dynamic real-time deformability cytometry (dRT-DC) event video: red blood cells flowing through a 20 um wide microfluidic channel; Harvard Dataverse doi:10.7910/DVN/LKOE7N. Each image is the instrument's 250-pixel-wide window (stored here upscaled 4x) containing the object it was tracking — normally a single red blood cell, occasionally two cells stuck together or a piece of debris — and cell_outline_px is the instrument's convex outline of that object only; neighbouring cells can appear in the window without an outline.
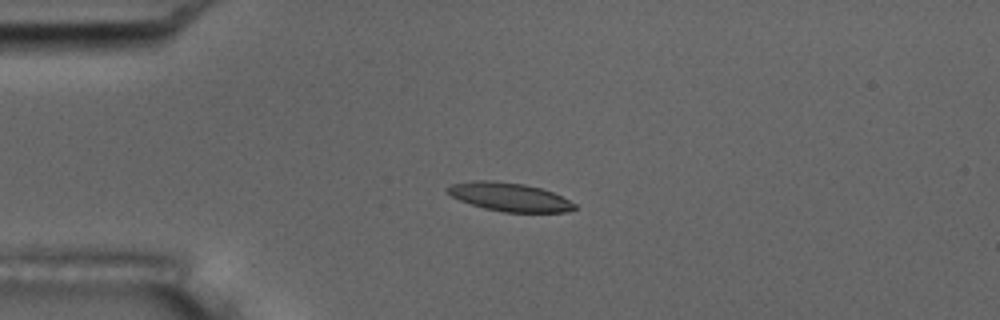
{"species": "common noctule bat (a hibernating species)", "species_latin": "Nyctalus noctula", "temperature_condition": "room temperature", "stored_images_in_passage": 55, "camera_frame_rate_fps": 3000, "um_per_image_px": 0.085, "animal": {"sex": "male", "body_mass_g": 17.5, "forearm_length_mm": 52.3}, "frame": {"image": 1, "passage_image": 14, "time_ms": 4.333, "image_size_px": [1000, 320], "cell_outline_px": [[576, 208], [568, 212], [504, 212], [484, 208], [460, 200], [444, 192], [444, 188], [448, 184], [476, 180], [492, 180], [524, 184], [540, 188], [552, 192], [576, 204]], "centroid_in_image_um": [43.24, 16.73], "position_along_channel_um": 41.8, "area_um2": 21.15}}
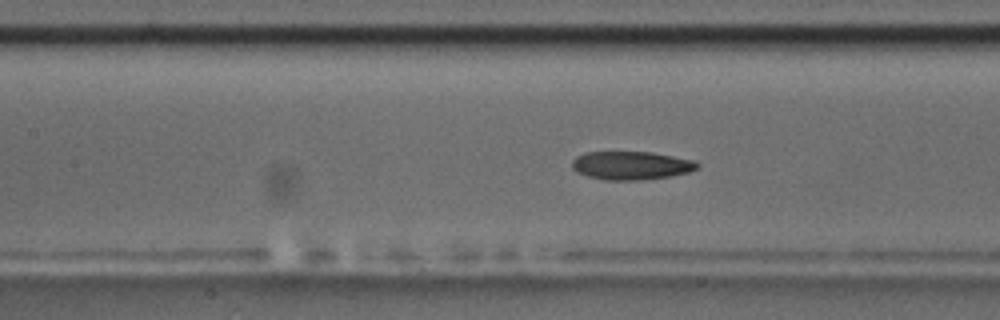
{"frame": {"image": 2, "passage_image": 25, "time_ms": 8.0, "image_size_px": [1000, 320], "cell_outline_px": [[700, 164], [696, 168], [688, 172], [668, 176], [640, 180], [604, 180], [588, 176], [576, 172], [572, 168], [572, 160], [576, 156], [584, 152], [652, 152], [696, 160]], "centroid_in_image_um": [53.63, 14.06], "position_along_channel_um": 153.8, "area_um2": 20.75}}
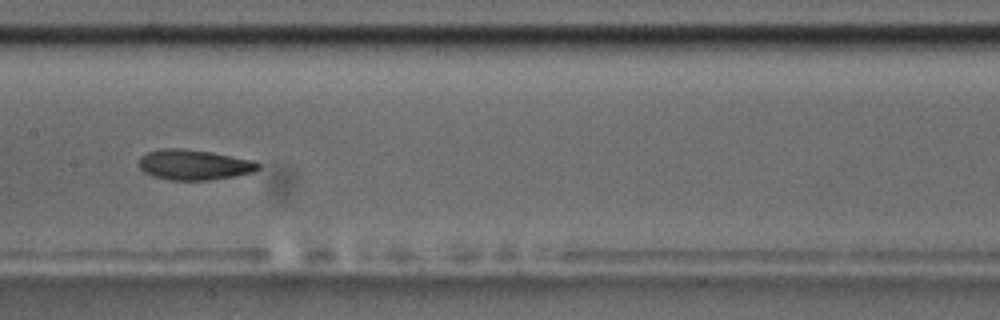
{"frame": {"image": 3, "passage_image": 28, "time_ms": 9.0, "image_size_px": [1000, 320], "cell_outline_px": [[260, 168], [252, 172], [236, 176], [208, 180], [168, 180], [152, 176], [144, 172], [140, 168], [140, 156], [148, 152], [160, 148], [180, 148], [212, 152], [252, 160], [260, 164]], "centroid_in_image_um": [16.48, 14.0], "position_along_channel_um": 190.9, "area_um2": 21.1}, "authors_computed_cell_mechanics": {"area_um2": 20.9814, "velocity_mm_per_s": 3.7472, "shape_relaxation_time_tau1_ms": 9.459, "shape_relaxation_time_tau2_ms": 2.3289, "deformation_change_tau1": 0.1973, "deformation_change_tau2": 0.0836}}